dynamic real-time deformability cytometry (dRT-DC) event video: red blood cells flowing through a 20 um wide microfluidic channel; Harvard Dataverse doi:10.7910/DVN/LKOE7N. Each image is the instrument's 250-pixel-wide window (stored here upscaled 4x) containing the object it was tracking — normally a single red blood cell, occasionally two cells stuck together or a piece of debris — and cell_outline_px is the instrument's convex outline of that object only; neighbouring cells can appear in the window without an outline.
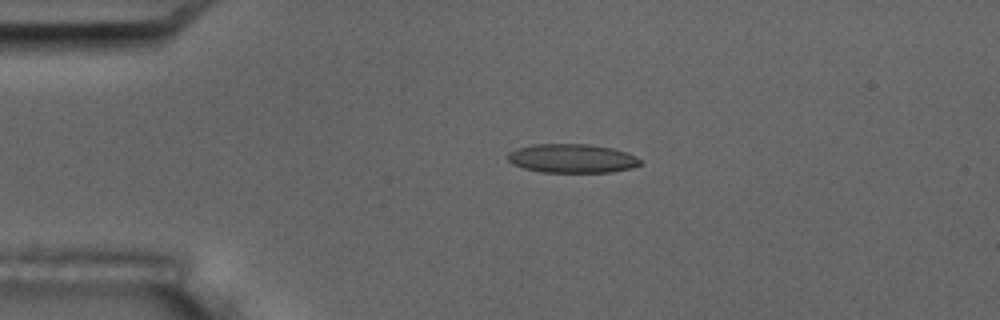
{"species": "common noctule bat (a hibernating species)", "species_latin": "Nyctalus noctula", "temperature_condition": "room temperature", "stored_images_in_passage": 4, "camera_frame_rate_fps": 3000, "um_per_image_px": 0.085, "animal": {"sex": "male", "body_mass_g": 17.5, "forearm_length_mm": 52.3}, "frame": {"image": 1, "passage_image": 3, "time_ms": 3.0, "image_size_px": [1000, 320], "cell_outline_px": [[640, 164], [632, 168], [608, 172], [540, 172], [524, 168], [512, 164], [508, 160], [508, 152], [516, 148], [536, 144], [588, 144], [612, 148], [636, 156], [640, 160]], "centroid_in_image_um": [48.59, 13.46], "position_along_channel_um": 36.4, "area_um2": 22.2}}